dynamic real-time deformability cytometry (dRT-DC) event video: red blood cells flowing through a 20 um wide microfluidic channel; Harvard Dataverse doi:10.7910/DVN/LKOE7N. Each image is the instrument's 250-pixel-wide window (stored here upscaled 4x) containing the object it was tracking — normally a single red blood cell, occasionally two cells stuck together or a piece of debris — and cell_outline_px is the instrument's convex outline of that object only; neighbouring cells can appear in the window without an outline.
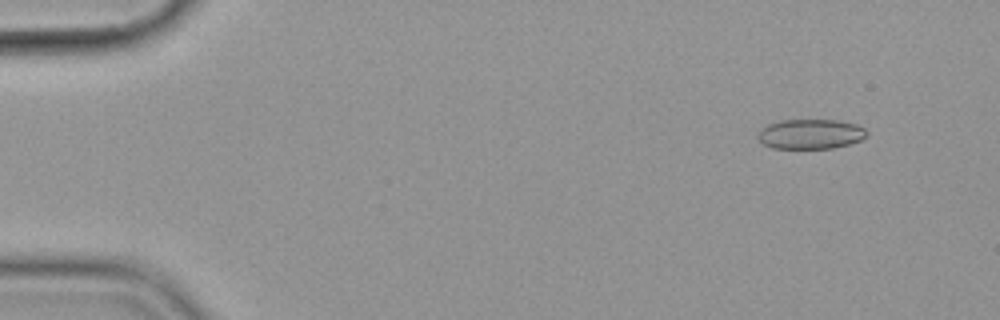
{"species": "common noctule bat (a hibernating species)", "species_latin": "Nyctalus noctula", "temperature_condition": "cold", "stored_images_in_passage": 15, "camera_frame_rate_fps": 3000, "um_per_image_px": 0.085, "animal": {"sex": "female", "body_mass_g": 19.9}, "frame": {"image": 1, "passage_image": 2, "time_ms": 1.0, "image_size_px": [1000, 320], "cell_outline_px": [[868, 136], [860, 140], [848, 144], [832, 148], [772, 148], [764, 144], [756, 136], [760, 128], [768, 124], [780, 120], [840, 120], [856, 124], [864, 128], [868, 132]], "centroid_in_image_um": [68.89, 11.38], "position_along_channel_um": 16.1, "area_um2": 19.02}}
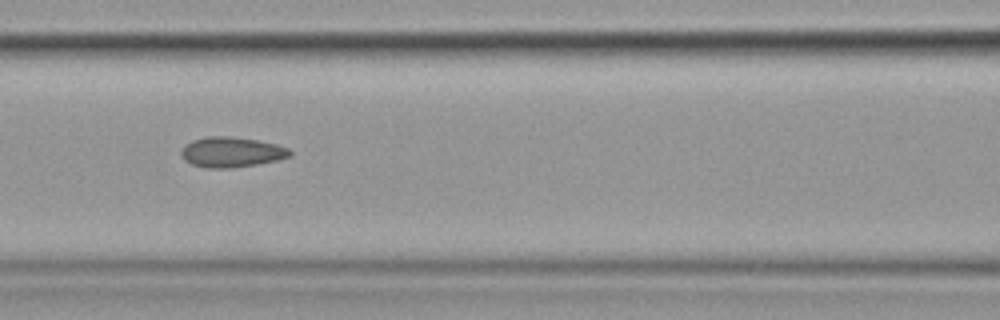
{"frame": {"image": 2, "passage_image": 7, "time_ms": 7.667, "image_size_px": [1000, 320], "cell_outline_px": [[292, 156], [276, 160], [256, 164], [232, 168], [208, 168], [192, 164], [184, 160], [180, 152], [184, 144], [192, 140], [208, 136], [228, 136], [256, 140], [276, 144], [288, 148], [292, 152]], "centroid_in_image_um": [19.65, 12.93], "position_along_channel_um": 146.9, "area_um2": 19.13}}
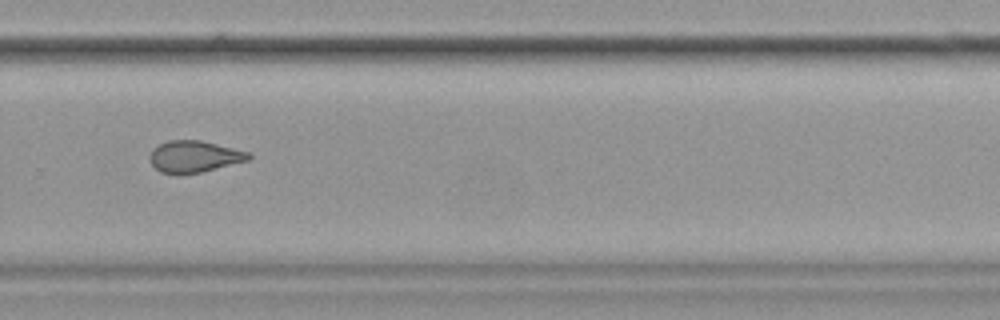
{"frame": {"image": 3, "passage_image": 11, "time_ms": 12.333, "image_size_px": [1000, 320], "cell_outline_px": [[252, 156], [248, 160], [200, 172], [160, 172], [152, 164], [148, 156], [152, 148], [168, 140], [200, 140], [248, 152]], "centroid_in_image_um": [16.48, 13.27], "position_along_channel_um": 313.3, "area_um2": 17.69}, "authors_computed_cell_mechanics": {"area_um2": 19.1318, "velocity_mm_per_s": 3.5863, "shape_relaxation_time_tau1_ms": null, "shape_relaxation_time_tau2_ms": 1.6955, "deformation_change_tau1": null, "deformation_change_tau2": 0.0586}}